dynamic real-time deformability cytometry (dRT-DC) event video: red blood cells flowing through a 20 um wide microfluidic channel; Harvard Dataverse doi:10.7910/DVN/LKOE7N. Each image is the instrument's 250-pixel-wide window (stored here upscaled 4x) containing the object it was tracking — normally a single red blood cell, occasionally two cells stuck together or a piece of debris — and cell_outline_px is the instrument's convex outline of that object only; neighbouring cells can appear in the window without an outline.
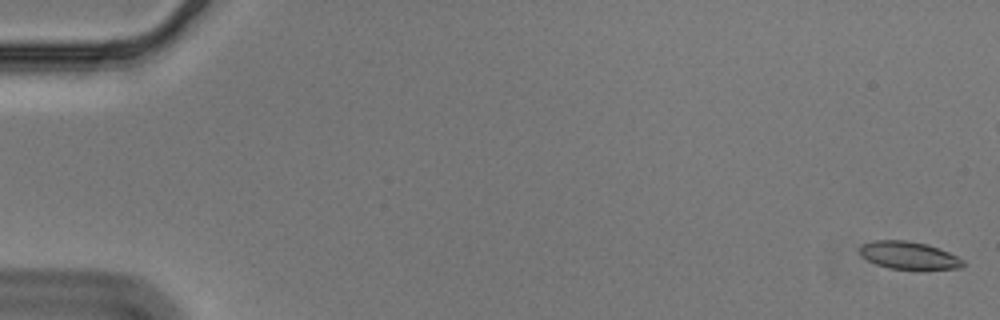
{"species": "Egyptian fruit bat (a non-hibernating species)", "species_latin": "Rousettus aegyptiacus", "temperature_condition": "cold", "stored_images_in_passage": 58, "camera_frame_rate_fps": 3000, "um_per_image_px": 0.085, "animal": {"sex": "male"}, "frame": {"image": 1, "passage_image": 1, "time_ms": 0.0, "image_size_px": [1000, 320], "cell_outline_px": [[964, 264], [960, 268], [888, 268], [876, 264], [860, 256], [860, 244], [872, 240], [908, 240], [928, 244], [948, 252], [964, 260]], "centroid_in_image_um": [77.19, 21.67], "position_along_channel_um": 7.8, "area_um2": 16.42}}
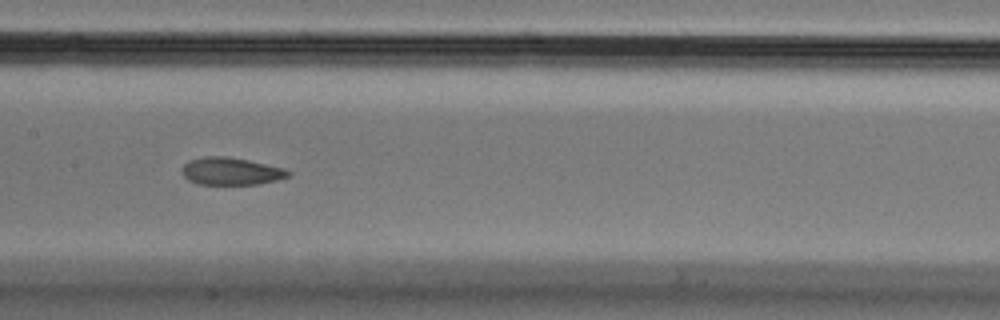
{"frame": {"image": 2, "passage_image": 29, "time_ms": 9.333, "image_size_px": [1000, 320], "cell_outline_px": [[292, 172], [288, 176], [276, 180], [260, 184], [200, 184], [188, 180], [180, 172], [184, 164], [188, 160], [204, 156], [224, 156], [248, 160], [284, 168]], "centroid_in_image_um": [19.61, 14.55], "position_along_channel_um": 187.8, "area_um2": 16.99}}
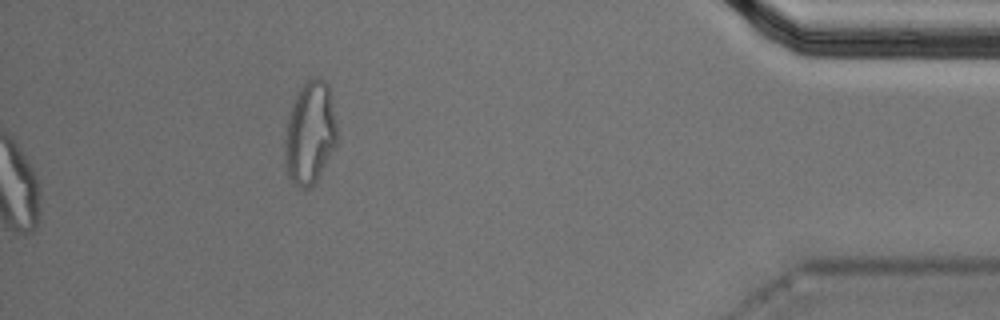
{"frame": {"image": 3, "passage_image": 58, "time_ms": 19.0, "image_size_px": [1000, 320], "cell_outline_px": [[336, 144], [316, 180], [308, 188], [300, 188], [288, 176], [284, 140], [288, 120], [296, 96], [304, 84], [308, 80], [316, 76], [324, 80], [328, 84], [336, 124]], "centroid_in_image_um": [26.35, 11.29], "position_along_channel_um": 408.8, "area_um2": 30.29}, "authors_computed_cell_mechanics": {"area_um2": 17.8313, "velocity_mm_per_s": 3.5559, "shape_relaxation_time_tau1_ms": null, "shape_relaxation_time_tau2_ms": 3.288, "deformation_change_tau1": null, "deformation_change_tau2": 0.0852}}